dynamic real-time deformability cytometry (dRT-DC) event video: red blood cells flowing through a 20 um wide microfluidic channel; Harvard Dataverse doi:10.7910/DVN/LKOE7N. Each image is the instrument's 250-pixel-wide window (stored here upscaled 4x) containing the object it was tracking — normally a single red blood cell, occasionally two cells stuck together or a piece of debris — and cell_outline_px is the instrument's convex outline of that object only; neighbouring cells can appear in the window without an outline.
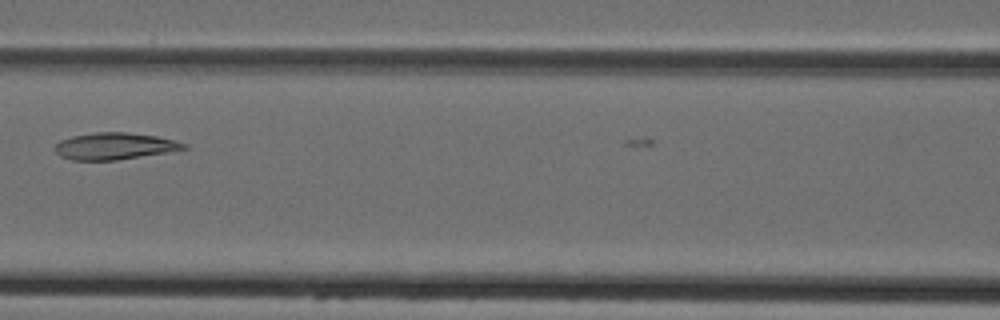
{"species": "Egyptian fruit bat (a non-hibernating species)", "species_latin": "Rousettus aegyptiacus", "temperature_condition": "cold", "stored_images_in_passage": 4, "camera_frame_rate_fps": 3000, "um_per_image_px": 0.085, "animal": {"sex": "female"}, "frame": {"image": 1, "passage_image": 3, "time_ms": 2.333, "image_size_px": [1000, 320], "cell_outline_px": [[188, 148], [168, 152], [116, 160], [72, 160], [60, 156], [56, 152], [56, 144], [60, 140], [72, 136], [96, 132], [124, 132], [156, 136], [188, 144]], "centroid_in_image_um": [9.73, 12.42], "position_along_channel_um": 156.9, "area_um2": 19.94}}